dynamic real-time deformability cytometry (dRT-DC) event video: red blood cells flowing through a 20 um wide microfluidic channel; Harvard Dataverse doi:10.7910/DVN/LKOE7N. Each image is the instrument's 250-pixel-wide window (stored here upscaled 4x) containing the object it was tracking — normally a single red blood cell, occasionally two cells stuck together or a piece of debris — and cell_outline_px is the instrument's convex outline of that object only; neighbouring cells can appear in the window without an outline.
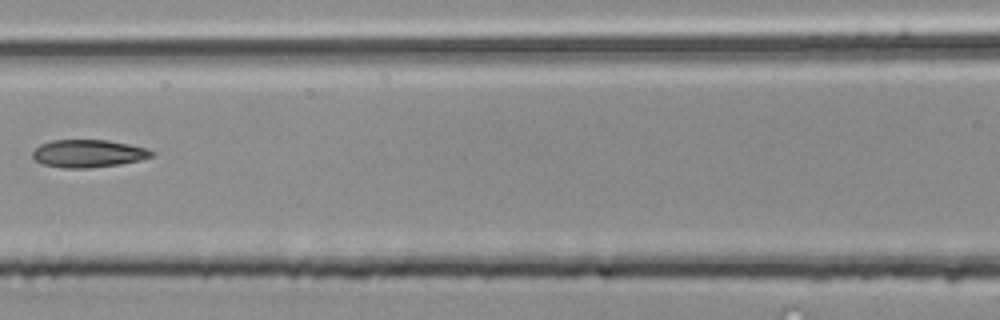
{"species": "common noctule bat (a hibernating species)", "species_latin": "Nyctalus noctula", "temperature_condition": "room temperature", "stored_images_in_passage": 5, "segment_of_instrument_passage": [1, 2], "camera_frame_rate_fps": 3000, "um_per_image_px": 0.085, "animal": {"sex": "male", "body_mass_g": 20.4}, "frame": {"image": 1, "passage_image": 4, "time_ms": 1.0, "image_size_px": [1000, 320], "cell_outline_px": [[156, 152], [152, 156], [140, 160], [120, 164], [88, 168], [64, 168], [44, 164], [36, 160], [32, 156], [32, 152], [40, 144], [52, 140], [108, 140], [128, 144], [144, 148]], "centroid_in_image_um": [7.5, 13.04], "position_along_channel_um": 159.1, "area_um2": 19.07}}